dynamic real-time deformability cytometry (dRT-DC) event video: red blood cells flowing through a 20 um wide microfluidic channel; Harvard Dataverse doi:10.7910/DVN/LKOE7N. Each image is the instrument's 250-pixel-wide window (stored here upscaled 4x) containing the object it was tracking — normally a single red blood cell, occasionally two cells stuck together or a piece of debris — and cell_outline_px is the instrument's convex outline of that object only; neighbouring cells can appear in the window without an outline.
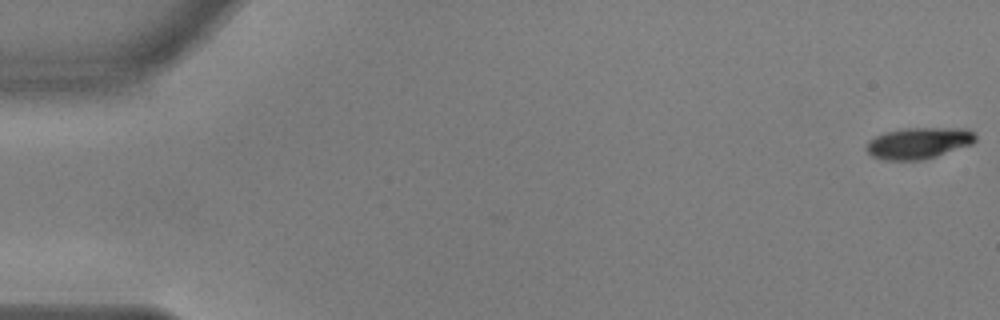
{"species": "common noctule bat (a hibernating species)", "species_latin": "Nyctalus noctula", "temperature_condition": "warm", "stored_images_in_passage": 56, "camera_frame_rate_fps": 3000, "um_per_image_px": 0.085, "animal": {"sex": "male", "body_mass_g": 17.9, "forearm_length_mm": 54.2}, "frame": {"image": 1, "passage_image": 1, "time_ms": 0.0, "image_size_px": [1000, 320], "cell_outline_px": [[976, 140], [972, 144], [924, 160], [884, 160], [872, 156], [864, 148], [868, 140], [884, 132], [904, 128], [968, 128], [976, 132]], "centroid_in_image_um": [78.09, 12.15], "position_along_channel_um": 6.9, "area_um2": 20.17}}
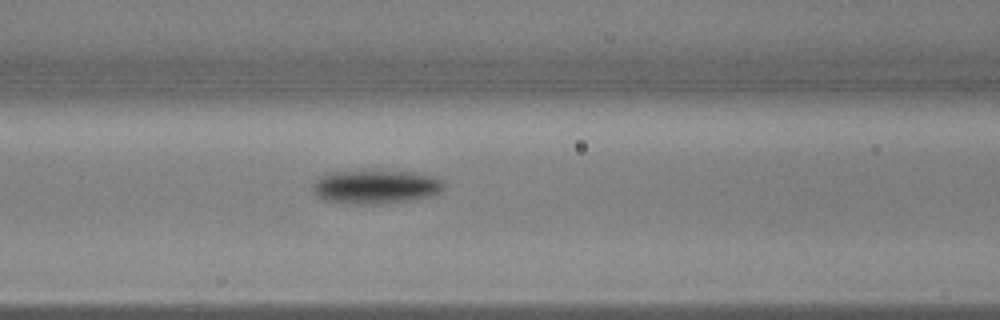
{"frame": {"image": 2, "passage_image": 24, "time_ms": 7.667, "image_size_px": [1000, 320], "cell_outline_px": [[444, 188], [440, 192], [432, 196], [412, 200], [376, 204], [352, 204], [324, 200], [312, 188], [316, 180], [320, 176], [328, 172], [408, 172], [428, 176], [440, 180], [444, 184]], "centroid_in_image_um": [31.93, 15.9], "position_along_channel_um": 134.7, "area_um2": 25.14}}
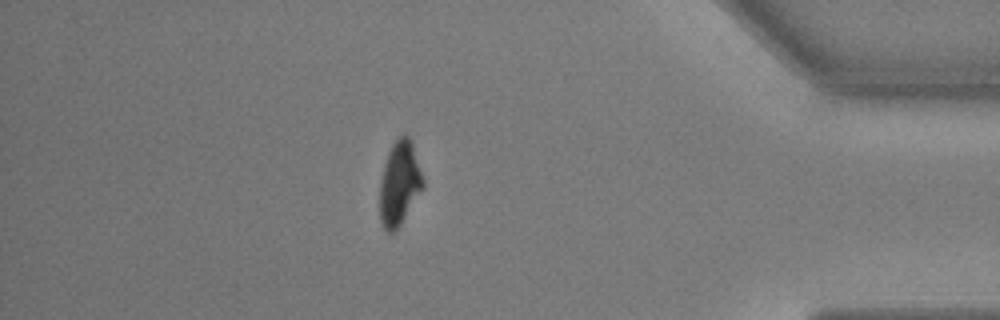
{"frame": {"image": 3, "passage_image": 49, "time_ms": 16.0, "image_size_px": [1000, 320], "cell_outline_px": [[424, 188], [400, 224], [392, 232], [388, 232], [384, 228], [380, 220], [380, 184], [384, 164], [388, 152], [392, 144], [404, 132], [408, 136], [412, 144], [424, 180]], "centroid_in_image_um": [33.96, 15.57], "position_along_channel_um": 401.2, "area_um2": 20.92}, "authors_computed_cell_mechanics": {"area_um2": 22.0796, "velocity_mm_per_s": 3.6444, "shape_relaxation_time_tau1_ms": 2.0126, "shape_relaxation_time_tau2_ms": 11.2504, "deformation_change_tau1": 0.1195, "deformation_change_tau2": 0.1575}}